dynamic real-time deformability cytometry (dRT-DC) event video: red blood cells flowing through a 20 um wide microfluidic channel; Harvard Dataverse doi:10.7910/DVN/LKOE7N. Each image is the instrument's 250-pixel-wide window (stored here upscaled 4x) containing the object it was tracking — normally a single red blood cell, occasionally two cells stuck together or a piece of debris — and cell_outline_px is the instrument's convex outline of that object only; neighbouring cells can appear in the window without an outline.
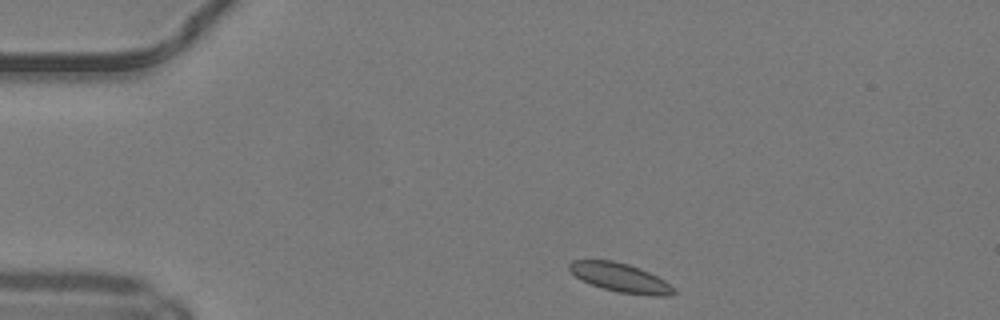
{"species": "common noctule bat (a hibernating species)", "species_latin": "Nyctalus noctula", "temperature_condition": "warm", "stored_images_in_passage": 41, "camera_frame_rate_fps": 3000, "um_per_image_px": 0.085, "animal": {"sex": "male", "body_mass_g": 19.2, "forearm_length_mm": 51.8}, "frame": {"image": 1, "passage_image": 1, "time_ms": 0.0, "image_size_px": [1000, 320], "cell_outline_px": [[676, 292], [672, 296], [652, 296], [620, 292], [604, 288], [580, 280], [568, 268], [568, 264], [572, 260], [612, 260], [628, 264], [640, 268], [664, 280]], "centroid_in_image_um": [52.72, 23.59], "position_along_channel_um": 32.3, "area_um2": 17.4}}
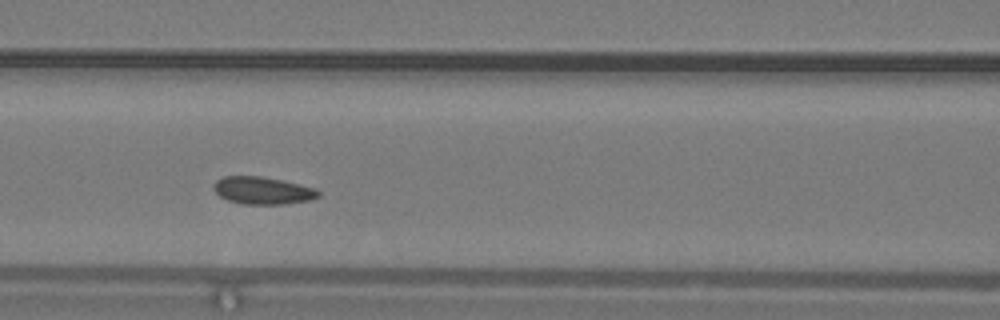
{"frame": {"image": 2, "passage_image": 13, "time_ms": 4.0, "image_size_px": [1000, 320], "cell_outline_px": [[320, 196], [308, 200], [284, 204], [240, 204], [228, 200], [220, 196], [212, 188], [216, 180], [224, 176], [260, 176], [280, 180], [316, 188], [320, 192]], "centroid_in_image_um": [22.3, 16.2], "position_along_channel_um": 144.3, "area_um2": 16.65}}
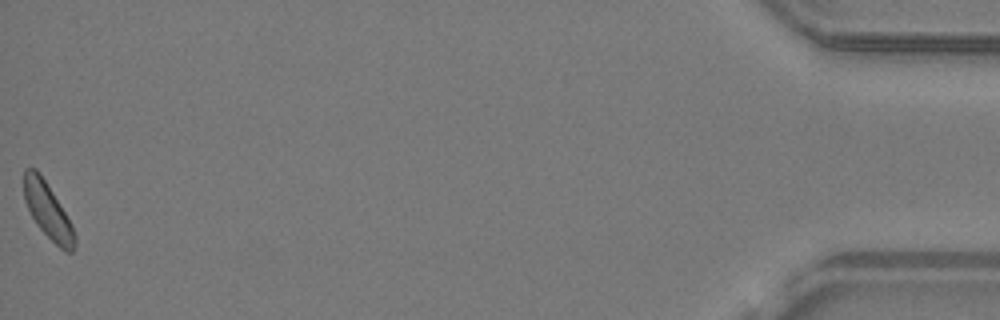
{"frame": {"image": 3, "passage_image": 41, "time_ms": 13.333, "image_size_px": [1000, 320], "cell_outline_px": [[76, 240], [72, 252], [64, 252], [36, 224], [24, 200], [24, 168], [36, 168], [52, 192], [72, 224], [76, 236]], "centroid_in_image_um": [4.06, 17.93], "position_along_channel_um": 431.1, "area_um2": 16.13}, "authors_computed_cell_mechanics": {"area_um2": 16.762, "velocity_mm_per_s": 4.1351, "shape_relaxation_time_tau1_ms": null, "shape_relaxation_time_tau2_ms": 7.4871, "deformation_change_tau1": null, "deformation_change_tau2": 0.1581}}